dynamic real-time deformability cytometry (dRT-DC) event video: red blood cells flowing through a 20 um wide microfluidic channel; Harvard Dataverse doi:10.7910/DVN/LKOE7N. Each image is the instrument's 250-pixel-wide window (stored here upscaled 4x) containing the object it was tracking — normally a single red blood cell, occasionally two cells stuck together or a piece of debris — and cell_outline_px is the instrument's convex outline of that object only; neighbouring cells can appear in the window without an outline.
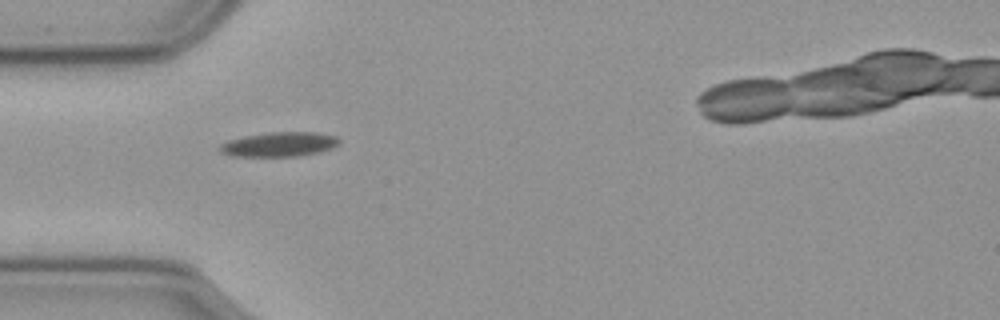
{"species": "common noctule bat (a hibernating species)", "species_latin": "Nyctalus noctula", "temperature_condition": "cold", "stored_images_in_passage": 35, "camera_frame_rate_fps": 3000, "um_per_image_px": 0.085, "animal": {"sex": "male", "body_mass_g": 23.1, "forearm_length_mm": 52.7}, "frame": {"image": 1, "passage_image": 1, "time_ms": 0.0, "image_size_px": [1000, 320], "cell_outline_px": [[340, 140], [332, 148], [320, 152], [300, 156], [236, 156], [220, 152], [220, 144], [228, 140], [244, 136], [272, 132], [312, 132], [336, 136]], "centroid_in_image_um": [23.74, 12.27], "position_along_channel_um": 61.3, "area_um2": 16.88}}
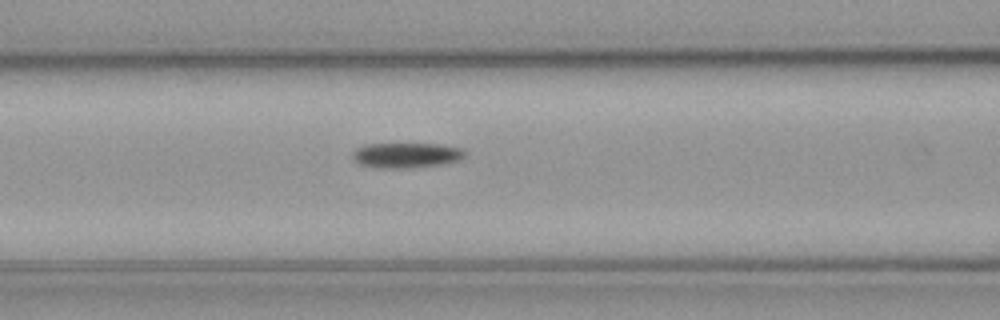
{"frame": {"image": 2, "passage_image": 7, "time_ms": 2.0, "image_size_px": [1000, 320], "cell_outline_px": [[464, 156], [460, 160], [440, 164], [404, 168], [376, 168], [360, 164], [352, 156], [360, 148], [368, 144], [440, 144], [460, 148], [464, 152]], "centroid_in_image_um": [34.56, 13.2], "position_along_channel_um": 132.0, "area_um2": 16.01}}
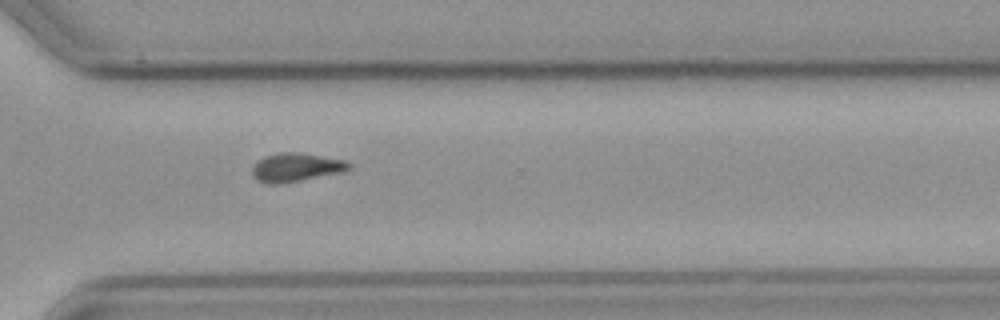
{"frame": {"image": 3, "passage_image": 25, "time_ms": 8.0, "image_size_px": [1000, 320], "cell_outline_px": [[352, 168], [344, 172], [280, 184], [268, 184], [260, 180], [252, 172], [252, 168], [264, 156], [280, 152], [296, 152], [344, 160], [352, 164]], "centroid_in_image_um": [25.22, 14.22], "position_along_channel_um": 345.4, "area_um2": 15.9}, "authors_computed_cell_mechanics": {"area_um2": 15.8372, "velocity_mm_per_s": 3.5567, "shape_relaxation_time_tau1_ms": 5.0497, "shape_relaxation_time_tau2_ms": null, "deformation_change_tau1": 0.1197, "deformation_change_tau2": null}}